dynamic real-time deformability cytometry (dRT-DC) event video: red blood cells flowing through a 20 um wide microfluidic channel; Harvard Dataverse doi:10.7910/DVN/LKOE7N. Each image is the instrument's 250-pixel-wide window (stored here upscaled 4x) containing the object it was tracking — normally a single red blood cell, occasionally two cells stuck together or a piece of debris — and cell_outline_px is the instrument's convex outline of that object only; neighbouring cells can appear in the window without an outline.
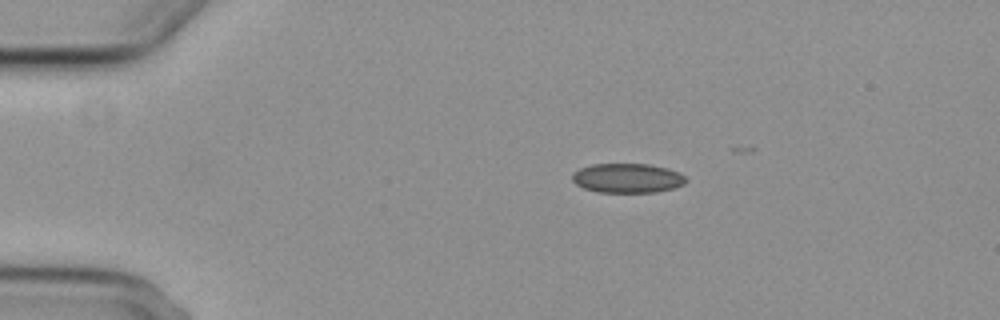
{"species": "common noctule bat (a hibernating species)", "species_latin": "Nyctalus noctula", "temperature_condition": "cold", "stored_images_in_passage": 5, "camera_frame_rate_fps": 3000, "um_per_image_px": 0.085, "animal": {"sex": "female", "body_mass_g": 29.2, "forearm_length_mm": 56.3}, "frame": {"image": 1, "passage_image": 1, "time_ms": 0.0, "image_size_px": [1000, 320], "cell_outline_px": [[688, 180], [684, 184], [672, 188], [656, 192], [600, 192], [584, 188], [576, 184], [572, 180], [572, 172], [580, 168], [592, 164], [648, 164], [668, 168], [680, 172]], "centroid_in_image_um": [53.33, 15.13], "position_along_channel_um": 31.7, "area_um2": 19.54}}
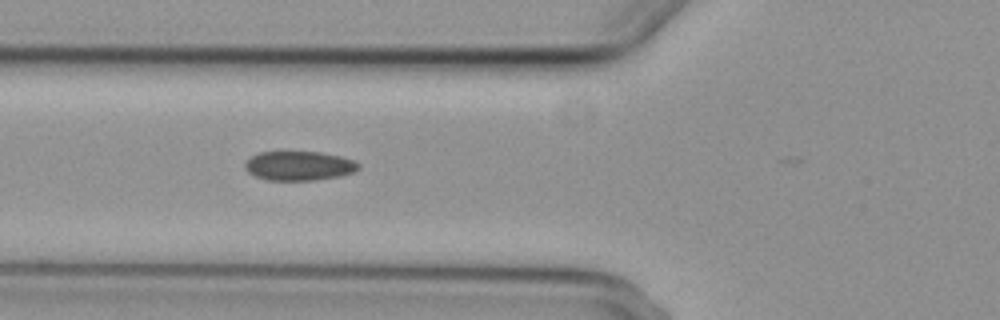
{"frame": {"image": 2, "passage_image": 4, "time_ms": 3.333, "image_size_px": [1000, 320], "cell_outline_px": [[360, 168], [352, 172], [340, 176], [312, 180], [268, 180], [256, 176], [248, 172], [244, 168], [244, 164], [252, 156], [260, 152], [320, 152], [340, 156], [352, 160], [360, 164]], "centroid_in_image_um": [25.41, 14.09], "position_along_channel_um": 100.4, "area_um2": 19.19}}
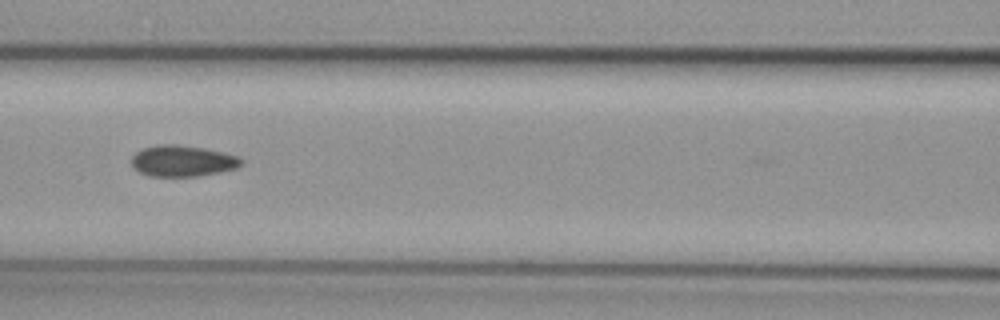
{"frame": {"image": 3, "passage_image": 5, "time_ms": 4.667, "image_size_px": [1000, 320], "cell_outline_px": [[244, 164], [236, 168], [220, 172], [200, 176], [148, 176], [132, 168], [132, 156], [136, 152], [144, 148], [160, 144], [176, 144], [204, 148], [224, 152], [236, 156], [244, 160]], "centroid_in_image_um": [15.53, 13.68], "position_along_channel_um": 151.1, "area_um2": 20.06}}